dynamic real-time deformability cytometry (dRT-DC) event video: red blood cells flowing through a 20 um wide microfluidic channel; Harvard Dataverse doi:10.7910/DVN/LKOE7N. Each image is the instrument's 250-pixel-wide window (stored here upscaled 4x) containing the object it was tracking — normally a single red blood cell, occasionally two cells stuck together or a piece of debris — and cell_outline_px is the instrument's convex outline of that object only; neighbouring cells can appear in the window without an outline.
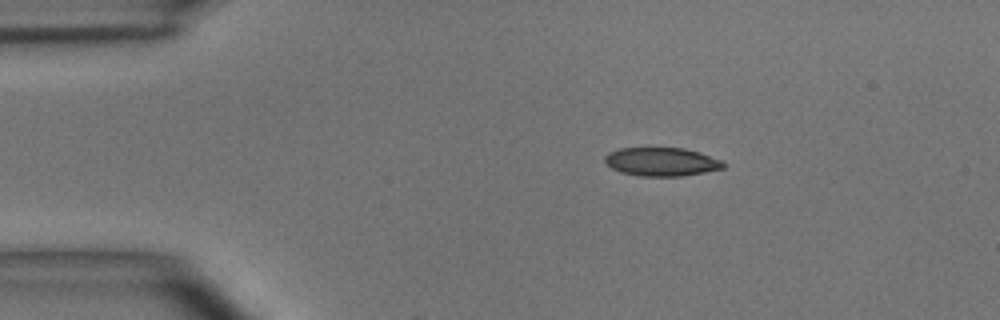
{"species": "common noctule bat (a hibernating species)", "species_latin": "Nyctalus noctula", "temperature_condition": "room temperature", "stored_images_in_passage": 4, "camera_frame_rate_fps": 3000, "um_per_image_px": 0.085, "animal": {"sex": "male", "body_mass_g": 15.6}, "frame": {"image": 1, "passage_image": 1, "time_ms": 0.0, "image_size_px": [1000, 320], "cell_outline_px": [[724, 168], [684, 176], [640, 176], [620, 172], [604, 164], [604, 156], [608, 152], [620, 148], [684, 148], [724, 160]], "centroid_in_image_um": [56.2, 13.75], "position_along_channel_um": 28.8, "area_um2": 19.83}}